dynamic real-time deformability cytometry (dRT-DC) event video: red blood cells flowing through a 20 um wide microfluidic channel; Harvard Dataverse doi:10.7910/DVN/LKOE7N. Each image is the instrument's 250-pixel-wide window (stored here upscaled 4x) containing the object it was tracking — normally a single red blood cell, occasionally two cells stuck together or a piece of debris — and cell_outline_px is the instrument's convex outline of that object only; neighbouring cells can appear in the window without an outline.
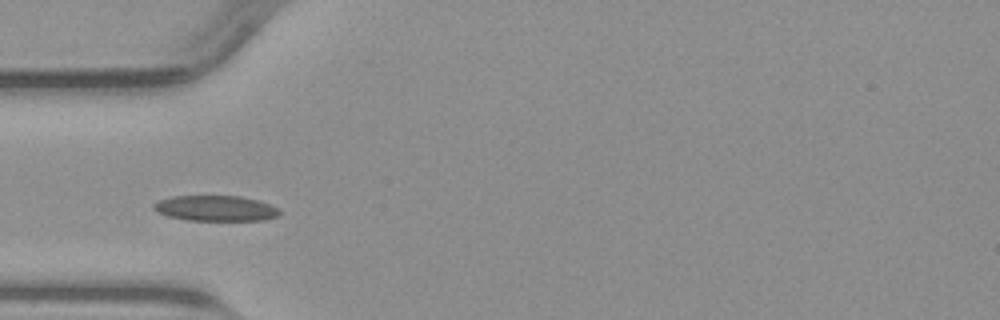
{"species": "common noctule bat (a hibernating species)", "species_latin": "Nyctalus noctula", "temperature_condition": "warm", "stored_images_in_passage": 14, "camera_frame_rate_fps": 3000, "um_per_image_px": 0.085, "animal": {"sex": "male", "body_mass_g": 23.1, "forearm_length_mm": 52.7}, "frame": {"image": 1, "passage_image": 3, "time_ms": 0.667, "image_size_px": [1000, 320], "cell_outline_px": [[280, 216], [264, 220], [188, 220], [168, 216], [152, 208], [152, 204], [160, 200], [172, 196], [240, 196], [260, 200], [280, 208]], "centroid_in_image_um": [18.39, 17.7], "position_along_channel_um": 66.6, "area_um2": 18.79}}
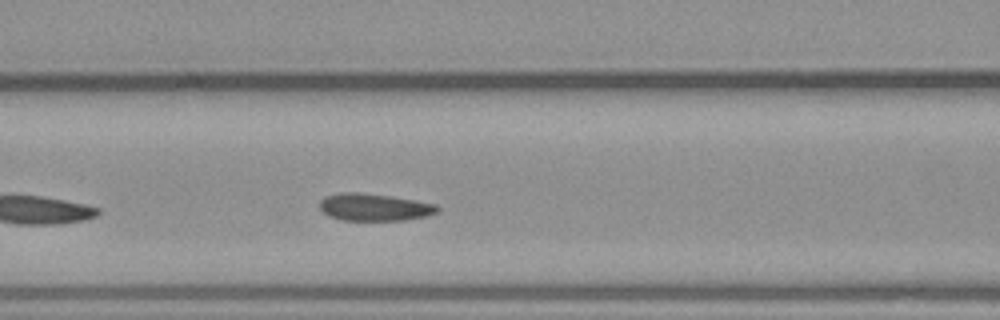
{"frame": {"image": 2, "passage_image": 8, "time_ms": 2.333, "image_size_px": [1000, 320], "cell_outline_px": [[440, 212], [428, 216], [404, 220], [344, 220], [328, 216], [320, 208], [320, 200], [324, 196], [340, 192], [360, 192], [392, 196], [436, 204], [440, 208]], "centroid_in_image_um": [31.83, 17.6], "position_along_channel_um": 134.8, "area_um2": 18.9}}